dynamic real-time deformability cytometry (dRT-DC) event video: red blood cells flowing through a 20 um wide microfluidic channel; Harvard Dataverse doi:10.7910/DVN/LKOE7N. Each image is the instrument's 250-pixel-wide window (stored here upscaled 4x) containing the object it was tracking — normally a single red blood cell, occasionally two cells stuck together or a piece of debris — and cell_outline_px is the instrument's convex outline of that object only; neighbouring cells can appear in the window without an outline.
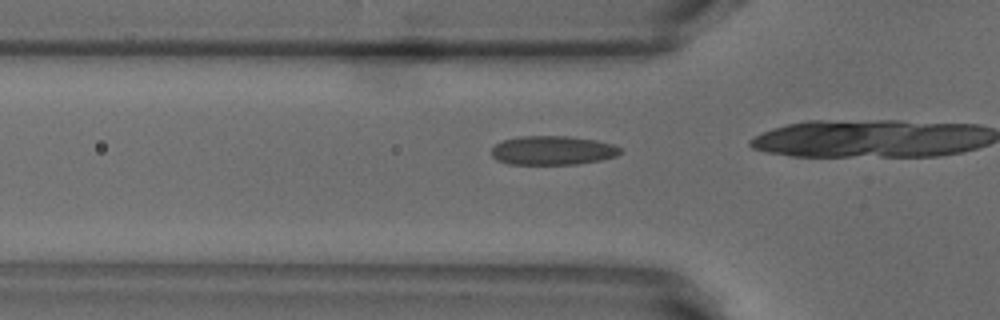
{"species": "common noctule bat (a hibernating species)", "species_latin": "Nyctalus noctula", "temperature_condition": "warm", "stored_images_in_passage": 7, "camera_frame_rate_fps": 3000, "um_per_image_px": 0.085, "animal": {"sex": "male", "body_mass_g": 18.8}, "frame": {"image": 1, "passage_image": 3, "time_ms": 0.667, "image_size_px": [1000, 320], "cell_outline_px": [[624, 152], [616, 156], [600, 160], [576, 164], [508, 164], [496, 160], [492, 156], [492, 148], [496, 144], [504, 140], [520, 136], [568, 136], [596, 140], [612, 144], [624, 148]], "centroid_in_image_um": [47.01, 12.78], "position_along_channel_um": 78.8, "area_um2": 21.91}}
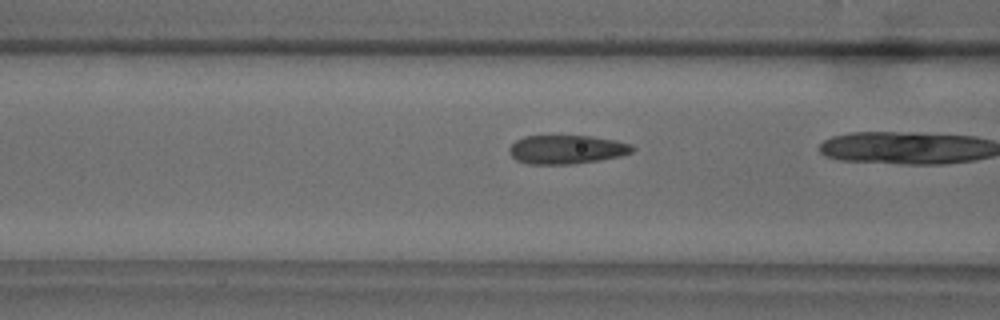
{"frame": {"image": 2, "passage_image": 6, "time_ms": 1.667, "image_size_px": [1000, 320], "cell_outline_px": [[636, 148], [632, 152], [620, 156], [600, 160], [572, 164], [528, 164], [516, 160], [508, 152], [508, 148], [516, 140], [524, 136], [592, 136], [616, 140], [632, 144]], "centroid_in_image_um": [48.17, 12.7], "position_along_channel_um": 118.4, "area_um2": 20.81}}